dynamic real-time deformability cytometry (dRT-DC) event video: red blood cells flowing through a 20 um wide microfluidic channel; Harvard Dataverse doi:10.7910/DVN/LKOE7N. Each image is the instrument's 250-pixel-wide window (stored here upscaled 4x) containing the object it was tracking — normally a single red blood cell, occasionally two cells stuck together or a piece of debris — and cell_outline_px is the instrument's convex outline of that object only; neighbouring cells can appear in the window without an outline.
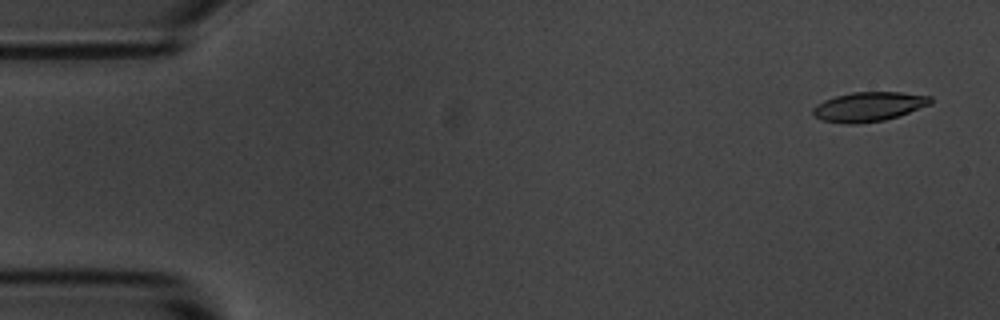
{"species": "common noctule bat (a hibernating species)", "species_latin": "Nyctalus noctula", "temperature_condition": "room temperature", "stored_images_in_passage": 7, "camera_frame_rate_fps": 3000, "um_per_image_px": 0.085, "animal": {"sex": "male", "body_mass_g": 20.1, "forearm_length_mm": 53.5}, "frame": {"image": 1, "passage_image": 1, "time_ms": 0.0, "image_size_px": [1000, 320], "cell_outline_px": [[932, 104], [884, 120], [856, 124], [848, 124], [820, 120], [812, 112], [812, 108], [816, 104], [824, 100], [836, 96], [852, 92], [900, 92], [932, 96]], "centroid_in_image_um": [73.83, 9.06], "position_along_channel_um": 11.2, "area_um2": 20.11}}
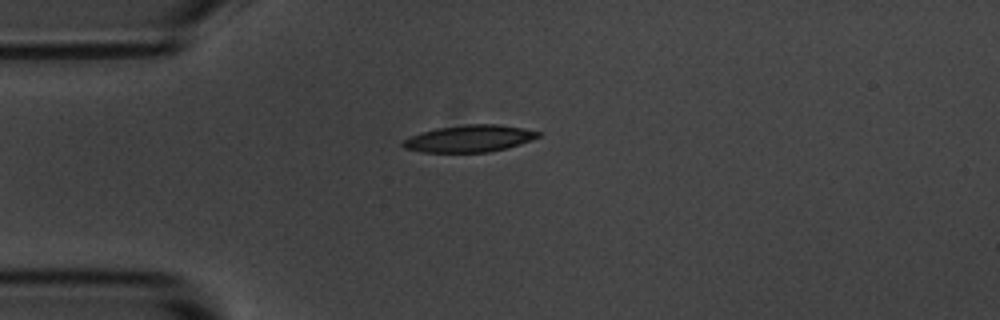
{"frame": {"image": 2, "passage_image": 4, "time_ms": 3.667, "image_size_px": [1000, 320], "cell_outline_px": [[540, 136], [532, 140], [508, 148], [488, 152], [424, 152], [404, 148], [400, 144], [404, 140], [412, 136], [436, 128], [464, 124], [496, 124], [524, 128], [540, 132]], "centroid_in_image_um": [39.93, 11.77], "position_along_channel_um": 45.1, "area_um2": 21.15}}
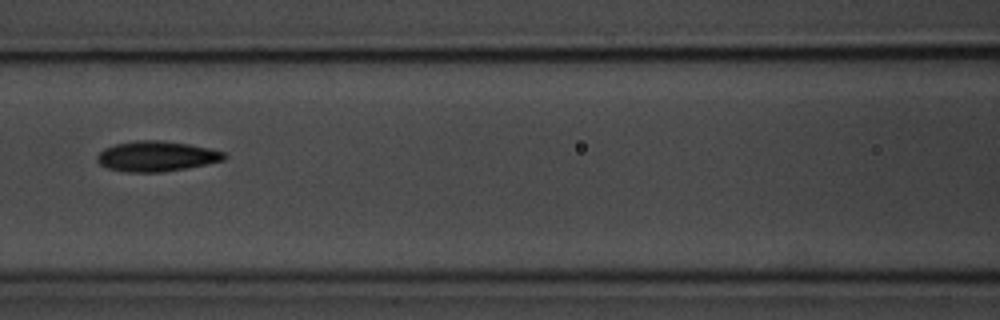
{"frame": {"image": 3, "passage_image": 7, "time_ms": 7.0, "image_size_px": [1000, 320], "cell_outline_px": [[228, 156], [224, 160], [188, 168], [160, 172], [128, 172], [108, 168], [100, 164], [96, 160], [96, 156], [104, 148], [116, 144], [136, 140], [160, 140], [188, 144], [208, 148], [224, 152]], "centroid_in_image_um": [13.3, 13.28], "position_along_channel_um": 153.3, "area_um2": 22.37}}